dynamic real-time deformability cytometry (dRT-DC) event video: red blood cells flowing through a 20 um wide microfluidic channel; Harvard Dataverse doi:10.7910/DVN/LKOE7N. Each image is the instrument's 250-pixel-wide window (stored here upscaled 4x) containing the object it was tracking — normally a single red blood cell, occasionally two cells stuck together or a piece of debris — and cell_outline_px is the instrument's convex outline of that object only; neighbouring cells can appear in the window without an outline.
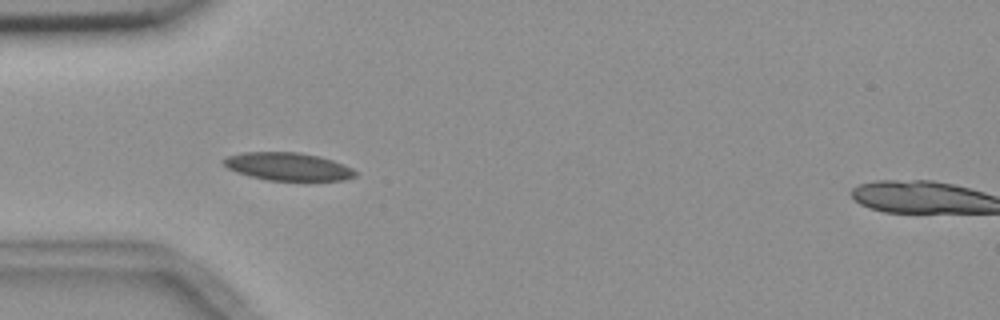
{"species": "common noctule bat (a hibernating species)", "species_latin": "Nyctalus noctula", "temperature_condition": "room temperature", "stored_images_in_passage": 14, "segment_of_instrument_passage": [1, 2], "camera_frame_rate_fps": 3000, "um_per_image_px": 0.085, "animal": {"sex": "female", "body_mass_g": 18.4}, "frame": {"image": 1, "passage_image": 3, "time_ms": 3.667, "image_size_px": [1000, 320], "cell_outline_px": [[356, 176], [344, 180], [308, 184], [268, 180], [248, 176], [236, 172], [228, 168], [220, 160], [228, 156], [244, 152], [296, 152], [316, 156], [332, 160], [344, 164], [352, 168], [356, 172]], "centroid_in_image_um": [24.52, 14.22], "position_along_channel_um": 60.5, "area_um2": 22.37}}
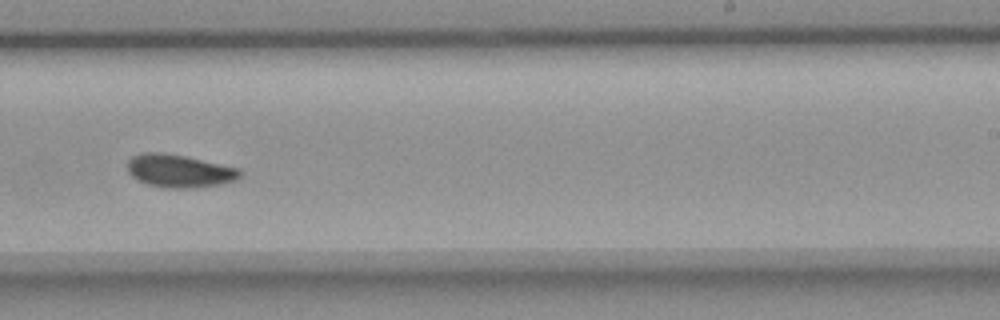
{"frame": {"image": 2, "passage_image": 8, "time_ms": 9.667, "image_size_px": [1000, 320], "cell_outline_px": [[244, 172], [236, 180], [224, 184], [188, 188], [164, 188], [148, 184], [136, 180], [128, 172], [128, 160], [132, 156], [144, 152], [164, 152], [184, 156], [240, 168]], "centroid_in_image_um": [15.26, 14.53], "position_along_channel_um": 273.7, "area_um2": 21.79}}
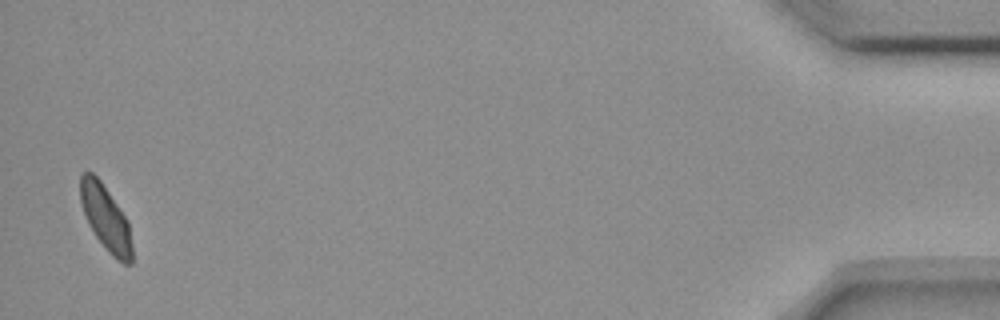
{"frame": {"image": 3, "passage_image": 13, "time_ms": 16.333, "image_size_px": [1000, 320], "cell_outline_px": [[132, 264], [124, 264], [116, 260], [108, 252], [96, 236], [88, 224], [80, 200], [80, 176], [84, 172], [92, 172], [100, 180], [128, 220], [132, 244]], "centroid_in_image_um": [9.0, 18.56], "position_along_channel_um": 426.2, "area_um2": 19.59}}